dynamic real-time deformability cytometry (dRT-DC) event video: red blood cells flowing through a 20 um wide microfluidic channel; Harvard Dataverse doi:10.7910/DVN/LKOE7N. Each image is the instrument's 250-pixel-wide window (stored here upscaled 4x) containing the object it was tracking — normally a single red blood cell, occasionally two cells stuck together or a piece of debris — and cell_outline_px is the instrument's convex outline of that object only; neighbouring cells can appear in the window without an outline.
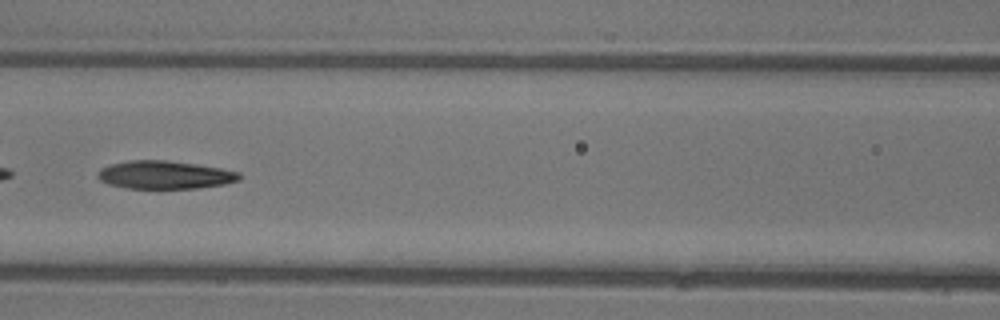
{"species": "common noctule bat (a hibernating species)", "species_latin": "Nyctalus noctula", "temperature_condition": "warm", "stored_images_in_passage": 47, "camera_frame_rate_fps": 3000, "um_per_image_px": 0.085, "animal": {"sex": "female"}, "frame": {"image": 1, "passage_image": 21, "time_ms": 6.667, "image_size_px": [1000, 320], "cell_outline_px": [[240, 180], [224, 184], [196, 188], [128, 188], [108, 184], [100, 180], [96, 176], [96, 172], [100, 168], [108, 164], [128, 160], [168, 160], [196, 164], [220, 168], [240, 172]], "centroid_in_image_um": [13.96, 14.85], "position_along_channel_um": 152.6, "area_um2": 23.29}}
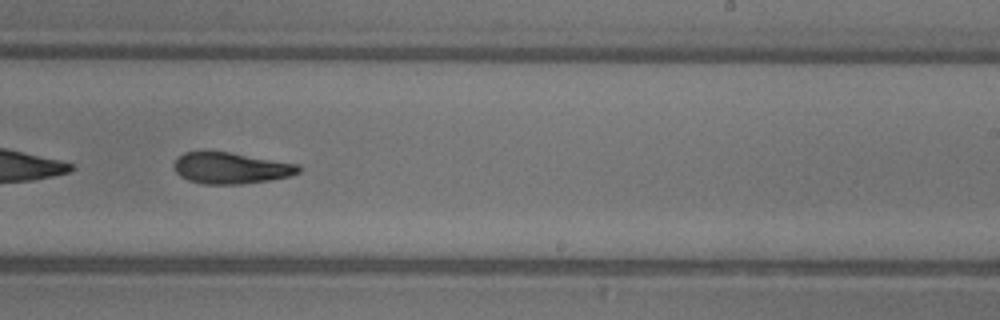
{"frame": {"image": 2, "passage_image": 29, "time_ms": 9.333, "image_size_px": [1000, 320], "cell_outline_px": [[300, 172], [292, 176], [268, 180], [240, 184], [200, 184], [188, 180], [180, 176], [176, 172], [172, 164], [184, 152], [200, 148], [204, 148], [232, 152], [300, 164]], "centroid_in_image_um": [19.58, 14.24], "position_along_channel_um": 269.4, "area_um2": 23.58}}
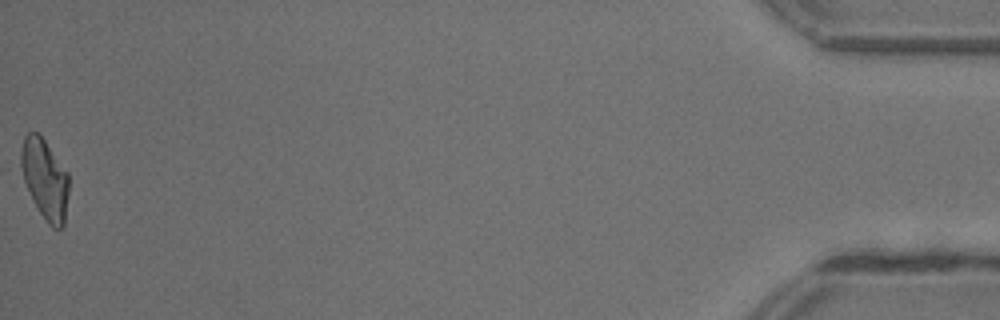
{"frame": {"image": 3, "passage_image": 47, "time_ms": 15.333, "image_size_px": [1000, 320], "cell_outline_px": [[68, 196], [64, 228], [52, 228], [48, 224], [40, 212], [24, 180], [20, 164], [20, 152], [24, 136], [28, 132], [36, 132], [44, 140], [68, 172]], "centroid_in_image_um": [3.83, 15.22], "position_along_channel_um": 431.4, "area_um2": 22.08}, "authors_computed_cell_mechanics": {"area_um2": 23.698, "velocity_mm_per_s": 4.3934, "shape_relaxation_time_tau1_ms": 5.2246, "shape_relaxation_time_tau2_ms": 4.3147, "deformation_change_tau1": 0.2122, "deformation_change_tau2": 0.1462}}